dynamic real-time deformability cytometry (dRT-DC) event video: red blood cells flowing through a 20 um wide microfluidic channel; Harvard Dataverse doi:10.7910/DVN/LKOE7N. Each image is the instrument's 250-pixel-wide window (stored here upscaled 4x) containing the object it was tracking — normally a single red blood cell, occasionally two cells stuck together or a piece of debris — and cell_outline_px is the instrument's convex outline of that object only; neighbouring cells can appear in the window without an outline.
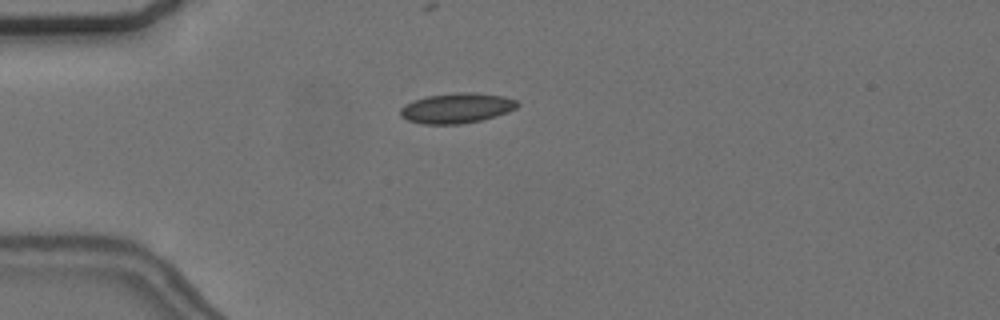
{"species": "common noctule bat (a hibernating species)", "species_latin": "Nyctalus noctula", "temperature_condition": "cold", "stored_images_in_passage": 43, "camera_frame_rate_fps": 3000, "um_per_image_px": 0.085, "animal": {"sex": "female", "body_mass_g": 24.6, "forearm_length_mm": 56.2}, "frame": {"image": 1, "passage_image": 2, "time_ms": 0.333, "image_size_px": [1000, 320], "cell_outline_px": [[520, 104], [516, 108], [508, 112], [496, 116], [480, 120], [460, 124], [424, 124], [408, 120], [400, 116], [400, 108], [404, 104], [428, 96], [456, 92], [476, 92], [504, 96], [516, 100]], "centroid_in_image_um": [38.84, 9.18], "position_along_channel_um": 46.2, "area_um2": 20.58}}
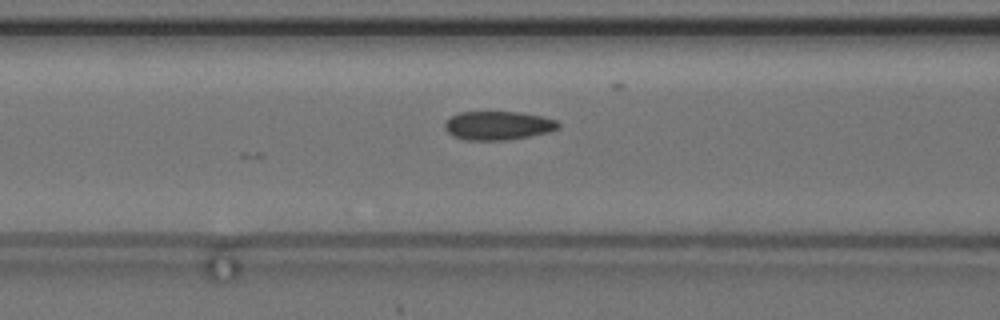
{"frame": {"image": 2, "passage_image": 10, "time_ms": 3.0, "image_size_px": [1000, 320], "cell_outline_px": [[560, 128], [548, 132], [508, 140], [468, 140], [452, 136], [444, 128], [444, 124], [452, 116], [460, 112], [520, 112], [544, 116], [556, 120], [560, 124]], "centroid_in_image_um": [42.36, 10.67], "position_along_channel_um": 124.2, "area_um2": 19.02}}
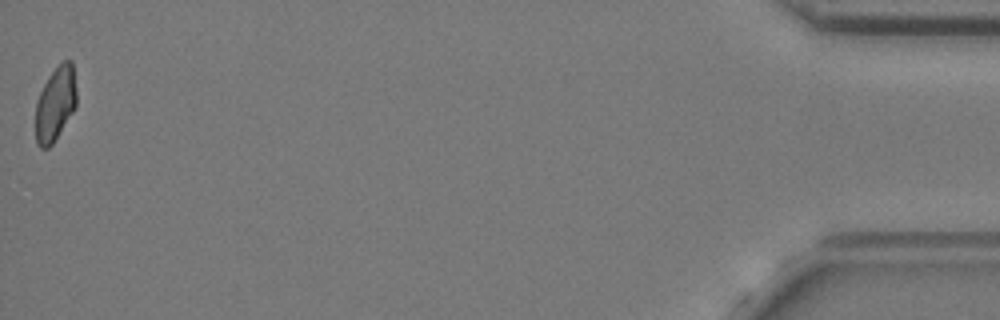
{"frame": {"image": 3, "passage_image": 43, "time_ms": 14.0, "image_size_px": [1000, 320], "cell_outline_px": [[76, 108], [52, 144], [48, 148], [40, 148], [36, 144], [36, 100], [48, 76], [64, 60], [72, 60], [76, 88]], "centroid_in_image_um": [4.71, 8.84], "position_along_channel_um": 430.5, "area_um2": 17.74}, "authors_computed_cell_mechanics": {"area_um2": 19.1318, "velocity_mm_per_s": 3.6602, "shape_relaxation_time_tau1_ms": 4.8467, "shape_relaxation_time_tau2_ms": 3.5321, "deformation_change_tau1": 0.0802, "deformation_change_tau2": 0.0806}}